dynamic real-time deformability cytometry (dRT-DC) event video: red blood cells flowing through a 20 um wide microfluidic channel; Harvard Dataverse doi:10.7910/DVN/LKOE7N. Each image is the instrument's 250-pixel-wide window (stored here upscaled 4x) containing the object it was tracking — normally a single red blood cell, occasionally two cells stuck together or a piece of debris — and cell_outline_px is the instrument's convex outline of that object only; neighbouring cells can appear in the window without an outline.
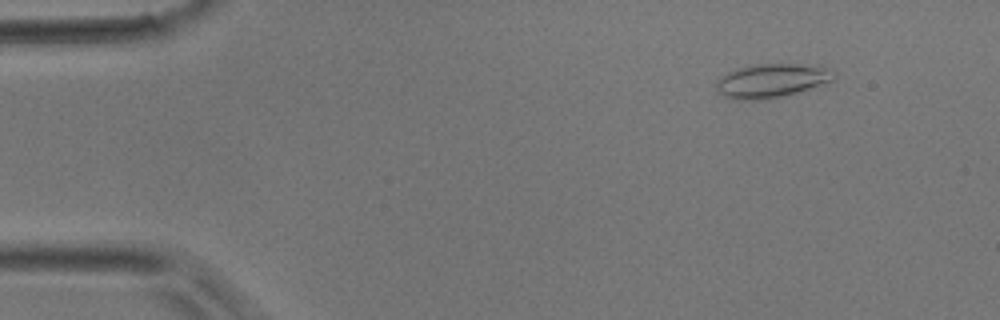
{"species": "common noctule bat (a hibernating species)", "species_latin": "Nyctalus noctula", "temperature_condition": "room temperature", "stored_images_in_passage": 44, "camera_frame_rate_fps": 3000, "um_per_image_px": 0.085, "animal": {"sex": "male", "body_mass_g": 17.9}, "frame": {"image": 1, "passage_image": 5, "time_ms": 1.333, "image_size_px": [1000, 320], "cell_outline_px": [[836, 76], [832, 80], [796, 92], [780, 96], [756, 100], [740, 100], [724, 96], [716, 88], [716, 80], [720, 76], [736, 68], [752, 64], [820, 64], [836, 72]], "centroid_in_image_um": [65.58, 6.82], "position_along_channel_um": 19.4, "area_um2": 23.18}}
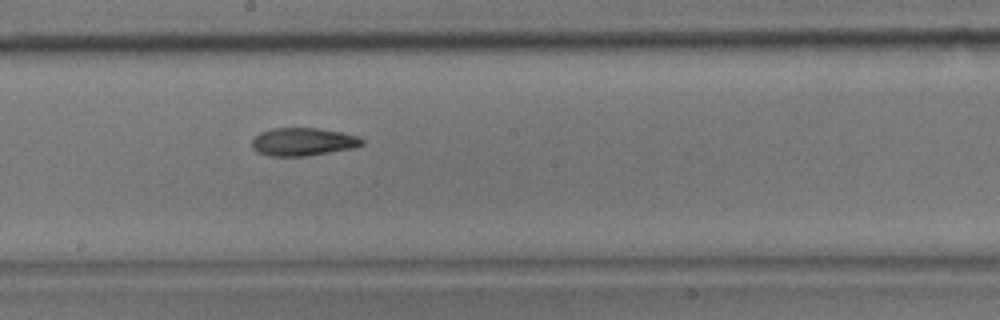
{"frame": {"image": 2, "passage_image": 24, "time_ms": 7.667, "image_size_px": [1000, 320], "cell_outline_px": [[364, 144], [352, 148], [308, 156], [268, 156], [256, 152], [252, 148], [252, 140], [260, 132], [272, 128], [316, 128], [340, 132], [356, 136], [364, 140]], "centroid_in_image_um": [25.71, 12.06], "position_along_channel_um": 222.5, "area_um2": 17.92}}
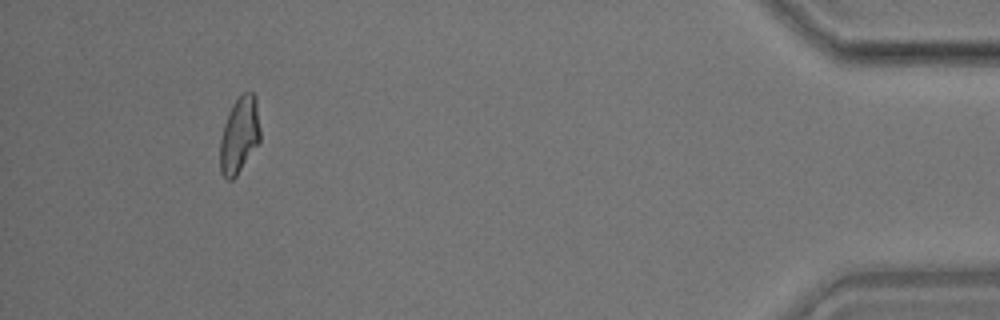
{"frame": {"image": 3, "passage_image": 41, "time_ms": 13.333, "image_size_px": [1000, 320], "cell_outline_px": [[260, 140], [236, 176], [232, 180], [228, 180], [220, 172], [220, 140], [224, 124], [228, 112], [232, 104], [244, 92], [252, 92], [256, 96], [260, 128]], "centroid_in_image_um": [20.34, 11.47], "position_along_channel_um": 414.9, "area_um2": 17.8}}